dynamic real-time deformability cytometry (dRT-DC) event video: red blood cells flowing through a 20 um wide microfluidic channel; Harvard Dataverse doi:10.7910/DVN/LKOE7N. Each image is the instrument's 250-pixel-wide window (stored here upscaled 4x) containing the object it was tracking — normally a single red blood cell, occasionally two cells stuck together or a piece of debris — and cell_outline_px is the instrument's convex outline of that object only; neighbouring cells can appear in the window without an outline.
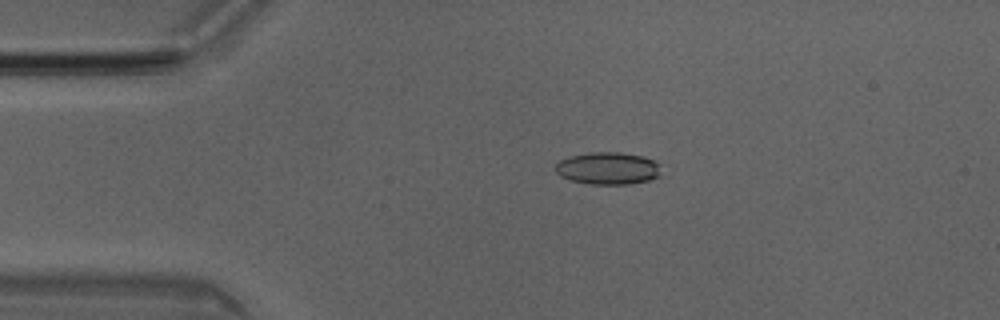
{"species": "Egyptian fruit bat (a non-hibernating species)", "species_latin": "Rousettus aegyptiacus", "temperature_condition": "room temperature", "stored_images_in_passage": 34, "camera_frame_rate_fps": 3000, "um_per_image_px": 0.085, "animal": {"sex": "male"}, "frame": {"image": 1, "passage_image": 8, "time_ms": 2.333, "image_size_px": [1000, 320], "cell_outline_px": [[660, 176], [648, 180], [628, 184], [588, 184], [572, 180], [560, 176], [556, 172], [556, 164], [560, 160], [568, 156], [588, 152], [620, 152], [644, 156], [660, 164]], "centroid_in_image_um": [51.67, 14.3], "position_along_channel_um": 33.3, "area_um2": 20.0}}
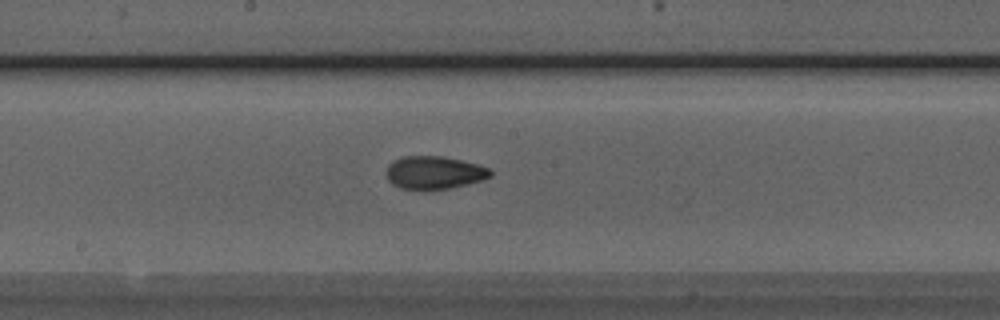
{"frame": {"image": 2, "passage_image": 24, "time_ms": 7.667, "image_size_px": [1000, 320], "cell_outline_px": [[492, 176], [484, 180], [468, 184], [432, 192], [424, 192], [400, 188], [392, 184], [388, 180], [384, 172], [388, 164], [392, 160], [404, 156], [444, 156], [480, 164], [488, 168], [492, 172]], "centroid_in_image_um": [36.88, 14.7], "position_along_channel_um": 211.3, "area_um2": 20.92}}
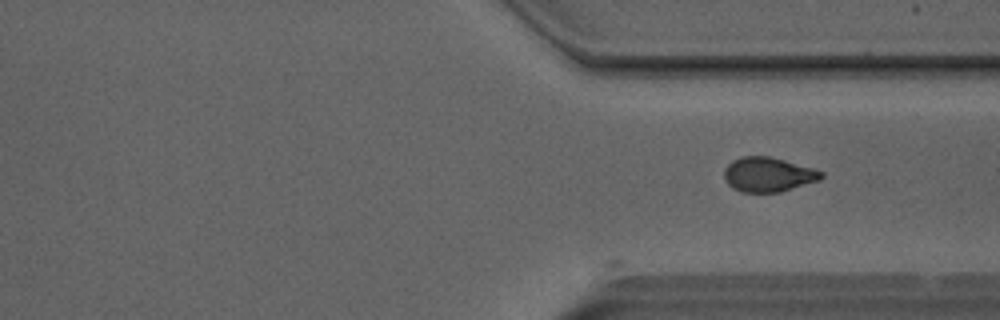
{"frame": {"image": 3, "passage_image": 34, "time_ms": 11.0, "image_size_px": [1000, 320], "cell_outline_px": [[824, 176], [820, 180], [780, 192], [740, 192], [732, 188], [724, 180], [724, 168], [732, 160], [740, 156], [768, 156], [784, 160], [812, 168], [824, 172]], "centroid_in_image_um": [65.27, 14.84], "position_along_channel_um": 346.1, "area_um2": 19.65}}